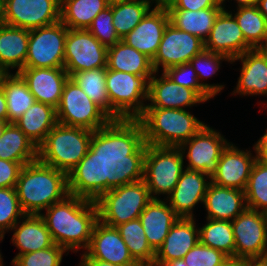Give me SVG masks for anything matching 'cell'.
Here are the masks:
<instances>
[{"instance_id":"obj_30","label":"cell","mask_w":267,"mask_h":266,"mask_svg":"<svg viewBox=\"0 0 267 266\" xmlns=\"http://www.w3.org/2000/svg\"><path fill=\"white\" fill-rule=\"evenodd\" d=\"M0 159L26 165L38 159V148L15 123H9L0 137Z\"/></svg>"},{"instance_id":"obj_55","label":"cell","mask_w":267,"mask_h":266,"mask_svg":"<svg viewBox=\"0 0 267 266\" xmlns=\"http://www.w3.org/2000/svg\"><path fill=\"white\" fill-rule=\"evenodd\" d=\"M5 0H0V25L4 24Z\"/></svg>"},{"instance_id":"obj_20","label":"cell","mask_w":267,"mask_h":266,"mask_svg":"<svg viewBox=\"0 0 267 266\" xmlns=\"http://www.w3.org/2000/svg\"><path fill=\"white\" fill-rule=\"evenodd\" d=\"M26 82L36 102L58 107L65 83L70 78L64 68H23L17 72Z\"/></svg>"},{"instance_id":"obj_6","label":"cell","mask_w":267,"mask_h":266,"mask_svg":"<svg viewBox=\"0 0 267 266\" xmlns=\"http://www.w3.org/2000/svg\"><path fill=\"white\" fill-rule=\"evenodd\" d=\"M78 186L67 173L37 159L21 169L16 191L24 213L40 215L41 211L65 199Z\"/></svg>"},{"instance_id":"obj_12","label":"cell","mask_w":267,"mask_h":266,"mask_svg":"<svg viewBox=\"0 0 267 266\" xmlns=\"http://www.w3.org/2000/svg\"><path fill=\"white\" fill-rule=\"evenodd\" d=\"M230 142L207 124L179 148L188 161L186 169L201 171L210 178L217 172L218 160ZM187 150V152H186Z\"/></svg>"},{"instance_id":"obj_28","label":"cell","mask_w":267,"mask_h":266,"mask_svg":"<svg viewBox=\"0 0 267 266\" xmlns=\"http://www.w3.org/2000/svg\"><path fill=\"white\" fill-rule=\"evenodd\" d=\"M107 69L142 76L147 82L155 73L152 60L122 40L108 47Z\"/></svg>"},{"instance_id":"obj_22","label":"cell","mask_w":267,"mask_h":266,"mask_svg":"<svg viewBox=\"0 0 267 266\" xmlns=\"http://www.w3.org/2000/svg\"><path fill=\"white\" fill-rule=\"evenodd\" d=\"M241 60L240 75L233 95H267V59L259 49L246 51L231 60V64Z\"/></svg>"},{"instance_id":"obj_60","label":"cell","mask_w":267,"mask_h":266,"mask_svg":"<svg viewBox=\"0 0 267 266\" xmlns=\"http://www.w3.org/2000/svg\"><path fill=\"white\" fill-rule=\"evenodd\" d=\"M259 50L266 56V59H267V43L263 47H261Z\"/></svg>"},{"instance_id":"obj_49","label":"cell","mask_w":267,"mask_h":266,"mask_svg":"<svg viewBox=\"0 0 267 266\" xmlns=\"http://www.w3.org/2000/svg\"><path fill=\"white\" fill-rule=\"evenodd\" d=\"M240 266H267V256L241 259Z\"/></svg>"},{"instance_id":"obj_52","label":"cell","mask_w":267,"mask_h":266,"mask_svg":"<svg viewBox=\"0 0 267 266\" xmlns=\"http://www.w3.org/2000/svg\"><path fill=\"white\" fill-rule=\"evenodd\" d=\"M237 3V8L238 7H245V6H254L257 3V0H235ZM226 0H221L222 5Z\"/></svg>"},{"instance_id":"obj_45","label":"cell","mask_w":267,"mask_h":266,"mask_svg":"<svg viewBox=\"0 0 267 266\" xmlns=\"http://www.w3.org/2000/svg\"><path fill=\"white\" fill-rule=\"evenodd\" d=\"M164 73L179 86L195 90L206 102L212 97L201 87L197 73L190 63L176 65L164 71Z\"/></svg>"},{"instance_id":"obj_23","label":"cell","mask_w":267,"mask_h":266,"mask_svg":"<svg viewBox=\"0 0 267 266\" xmlns=\"http://www.w3.org/2000/svg\"><path fill=\"white\" fill-rule=\"evenodd\" d=\"M199 242V229L194 218H179L170 228L163 244L155 252L153 266L182 259Z\"/></svg>"},{"instance_id":"obj_11","label":"cell","mask_w":267,"mask_h":266,"mask_svg":"<svg viewBox=\"0 0 267 266\" xmlns=\"http://www.w3.org/2000/svg\"><path fill=\"white\" fill-rule=\"evenodd\" d=\"M231 224L235 240V260L267 256L266 213L246 208Z\"/></svg>"},{"instance_id":"obj_34","label":"cell","mask_w":267,"mask_h":266,"mask_svg":"<svg viewBox=\"0 0 267 266\" xmlns=\"http://www.w3.org/2000/svg\"><path fill=\"white\" fill-rule=\"evenodd\" d=\"M2 88L7 101L8 123H15L36 102L35 97L18 73H9Z\"/></svg>"},{"instance_id":"obj_24","label":"cell","mask_w":267,"mask_h":266,"mask_svg":"<svg viewBox=\"0 0 267 266\" xmlns=\"http://www.w3.org/2000/svg\"><path fill=\"white\" fill-rule=\"evenodd\" d=\"M180 217L166 199H152L139 216L149 245L157 251Z\"/></svg>"},{"instance_id":"obj_35","label":"cell","mask_w":267,"mask_h":266,"mask_svg":"<svg viewBox=\"0 0 267 266\" xmlns=\"http://www.w3.org/2000/svg\"><path fill=\"white\" fill-rule=\"evenodd\" d=\"M151 0H124L112 2L113 25L122 39L130 33L151 9Z\"/></svg>"},{"instance_id":"obj_2","label":"cell","mask_w":267,"mask_h":266,"mask_svg":"<svg viewBox=\"0 0 267 266\" xmlns=\"http://www.w3.org/2000/svg\"><path fill=\"white\" fill-rule=\"evenodd\" d=\"M89 187L99 220L112 227L138 219L152 200L146 183L119 155Z\"/></svg>"},{"instance_id":"obj_48","label":"cell","mask_w":267,"mask_h":266,"mask_svg":"<svg viewBox=\"0 0 267 266\" xmlns=\"http://www.w3.org/2000/svg\"><path fill=\"white\" fill-rule=\"evenodd\" d=\"M256 160L267 164V129L257 143L253 145Z\"/></svg>"},{"instance_id":"obj_50","label":"cell","mask_w":267,"mask_h":266,"mask_svg":"<svg viewBox=\"0 0 267 266\" xmlns=\"http://www.w3.org/2000/svg\"><path fill=\"white\" fill-rule=\"evenodd\" d=\"M0 120L8 122L7 101L3 88L0 89Z\"/></svg>"},{"instance_id":"obj_51","label":"cell","mask_w":267,"mask_h":266,"mask_svg":"<svg viewBox=\"0 0 267 266\" xmlns=\"http://www.w3.org/2000/svg\"><path fill=\"white\" fill-rule=\"evenodd\" d=\"M79 266H118L98 259H81Z\"/></svg>"},{"instance_id":"obj_56","label":"cell","mask_w":267,"mask_h":266,"mask_svg":"<svg viewBox=\"0 0 267 266\" xmlns=\"http://www.w3.org/2000/svg\"><path fill=\"white\" fill-rule=\"evenodd\" d=\"M10 72H8L5 68L0 67V89L3 87L4 79L9 75Z\"/></svg>"},{"instance_id":"obj_43","label":"cell","mask_w":267,"mask_h":266,"mask_svg":"<svg viewBox=\"0 0 267 266\" xmlns=\"http://www.w3.org/2000/svg\"><path fill=\"white\" fill-rule=\"evenodd\" d=\"M105 47L114 46L121 39L116 34L113 25L112 2L110 6L101 11L87 29Z\"/></svg>"},{"instance_id":"obj_15","label":"cell","mask_w":267,"mask_h":266,"mask_svg":"<svg viewBox=\"0 0 267 266\" xmlns=\"http://www.w3.org/2000/svg\"><path fill=\"white\" fill-rule=\"evenodd\" d=\"M81 259H98L118 266H139L131 257L118 229L98 220Z\"/></svg>"},{"instance_id":"obj_61","label":"cell","mask_w":267,"mask_h":266,"mask_svg":"<svg viewBox=\"0 0 267 266\" xmlns=\"http://www.w3.org/2000/svg\"><path fill=\"white\" fill-rule=\"evenodd\" d=\"M3 239H4V235L2 233H0V242L3 241ZM2 262H3V258H2V255L0 253V263H2Z\"/></svg>"},{"instance_id":"obj_36","label":"cell","mask_w":267,"mask_h":266,"mask_svg":"<svg viewBox=\"0 0 267 266\" xmlns=\"http://www.w3.org/2000/svg\"><path fill=\"white\" fill-rule=\"evenodd\" d=\"M233 15L242 30L246 42L253 49H260L267 43V20L256 5L238 7Z\"/></svg>"},{"instance_id":"obj_25","label":"cell","mask_w":267,"mask_h":266,"mask_svg":"<svg viewBox=\"0 0 267 266\" xmlns=\"http://www.w3.org/2000/svg\"><path fill=\"white\" fill-rule=\"evenodd\" d=\"M207 217L213 220L232 221L246 208L243 190L209 184L203 202Z\"/></svg>"},{"instance_id":"obj_29","label":"cell","mask_w":267,"mask_h":266,"mask_svg":"<svg viewBox=\"0 0 267 266\" xmlns=\"http://www.w3.org/2000/svg\"><path fill=\"white\" fill-rule=\"evenodd\" d=\"M57 123L56 109L41 102H35L15 122L37 148Z\"/></svg>"},{"instance_id":"obj_59","label":"cell","mask_w":267,"mask_h":266,"mask_svg":"<svg viewBox=\"0 0 267 266\" xmlns=\"http://www.w3.org/2000/svg\"><path fill=\"white\" fill-rule=\"evenodd\" d=\"M8 124L9 123L7 121L0 120V137L2 136L4 129Z\"/></svg>"},{"instance_id":"obj_58","label":"cell","mask_w":267,"mask_h":266,"mask_svg":"<svg viewBox=\"0 0 267 266\" xmlns=\"http://www.w3.org/2000/svg\"><path fill=\"white\" fill-rule=\"evenodd\" d=\"M152 4L156 3L155 6H167L172 0H151Z\"/></svg>"},{"instance_id":"obj_4","label":"cell","mask_w":267,"mask_h":266,"mask_svg":"<svg viewBox=\"0 0 267 266\" xmlns=\"http://www.w3.org/2000/svg\"><path fill=\"white\" fill-rule=\"evenodd\" d=\"M118 155L146 183L152 199H160L159 194L168 197L185 170L179 147L122 143Z\"/></svg>"},{"instance_id":"obj_57","label":"cell","mask_w":267,"mask_h":266,"mask_svg":"<svg viewBox=\"0 0 267 266\" xmlns=\"http://www.w3.org/2000/svg\"><path fill=\"white\" fill-rule=\"evenodd\" d=\"M220 266H240V260L229 258L224 264Z\"/></svg>"},{"instance_id":"obj_19","label":"cell","mask_w":267,"mask_h":266,"mask_svg":"<svg viewBox=\"0 0 267 266\" xmlns=\"http://www.w3.org/2000/svg\"><path fill=\"white\" fill-rule=\"evenodd\" d=\"M210 183L211 178L203 172L185 168L166 200L180 218H195L194 207L199 202L203 204Z\"/></svg>"},{"instance_id":"obj_1","label":"cell","mask_w":267,"mask_h":266,"mask_svg":"<svg viewBox=\"0 0 267 266\" xmlns=\"http://www.w3.org/2000/svg\"><path fill=\"white\" fill-rule=\"evenodd\" d=\"M118 153L96 132L57 123L38 146V160L90 185Z\"/></svg>"},{"instance_id":"obj_47","label":"cell","mask_w":267,"mask_h":266,"mask_svg":"<svg viewBox=\"0 0 267 266\" xmlns=\"http://www.w3.org/2000/svg\"><path fill=\"white\" fill-rule=\"evenodd\" d=\"M221 0H172L167 10L198 11L206 8L223 7Z\"/></svg>"},{"instance_id":"obj_21","label":"cell","mask_w":267,"mask_h":266,"mask_svg":"<svg viewBox=\"0 0 267 266\" xmlns=\"http://www.w3.org/2000/svg\"><path fill=\"white\" fill-rule=\"evenodd\" d=\"M156 72L148 81V103L146 107L186 109L206 102L195 90L179 86L164 72L157 78Z\"/></svg>"},{"instance_id":"obj_32","label":"cell","mask_w":267,"mask_h":266,"mask_svg":"<svg viewBox=\"0 0 267 266\" xmlns=\"http://www.w3.org/2000/svg\"><path fill=\"white\" fill-rule=\"evenodd\" d=\"M110 3L108 0H61L60 21L68 29H88Z\"/></svg>"},{"instance_id":"obj_9","label":"cell","mask_w":267,"mask_h":266,"mask_svg":"<svg viewBox=\"0 0 267 266\" xmlns=\"http://www.w3.org/2000/svg\"><path fill=\"white\" fill-rule=\"evenodd\" d=\"M67 31L61 21L29 30L24 68H64Z\"/></svg>"},{"instance_id":"obj_33","label":"cell","mask_w":267,"mask_h":266,"mask_svg":"<svg viewBox=\"0 0 267 266\" xmlns=\"http://www.w3.org/2000/svg\"><path fill=\"white\" fill-rule=\"evenodd\" d=\"M133 260L139 266H153L155 250L149 245L141 221H128L116 227Z\"/></svg>"},{"instance_id":"obj_44","label":"cell","mask_w":267,"mask_h":266,"mask_svg":"<svg viewBox=\"0 0 267 266\" xmlns=\"http://www.w3.org/2000/svg\"><path fill=\"white\" fill-rule=\"evenodd\" d=\"M228 259L229 257L222 251L203 245L200 242L183 257L188 266H220Z\"/></svg>"},{"instance_id":"obj_14","label":"cell","mask_w":267,"mask_h":266,"mask_svg":"<svg viewBox=\"0 0 267 266\" xmlns=\"http://www.w3.org/2000/svg\"><path fill=\"white\" fill-rule=\"evenodd\" d=\"M61 0H5L4 24L35 29L60 21Z\"/></svg>"},{"instance_id":"obj_8","label":"cell","mask_w":267,"mask_h":266,"mask_svg":"<svg viewBox=\"0 0 267 266\" xmlns=\"http://www.w3.org/2000/svg\"><path fill=\"white\" fill-rule=\"evenodd\" d=\"M105 84L110 101V118L127 132L145 111L148 82L142 76L106 67Z\"/></svg>"},{"instance_id":"obj_5","label":"cell","mask_w":267,"mask_h":266,"mask_svg":"<svg viewBox=\"0 0 267 266\" xmlns=\"http://www.w3.org/2000/svg\"><path fill=\"white\" fill-rule=\"evenodd\" d=\"M204 124L187 109L146 107L144 113L124 132L122 143L180 147Z\"/></svg>"},{"instance_id":"obj_46","label":"cell","mask_w":267,"mask_h":266,"mask_svg":"<svg viewBox=\"0 0 267 266\" xmlns=\"http://www.w3.org/2000/svg\"><path fill=\"white\" fill-rule=\"evenodd\" d=\"M23 164L0 159V188H16Z\"/></svg>"},{"instance_id":"obj_13","label":"cell","mask_w":267,"mask_h":266,"mask_svg":"<svg viewBox=\"0 0 267 266\" xmlns=\"http://www.w3.org/2000/svg\"><path fill=\"white\" fill-rule=\"evenodd\" d=\"M204 49V41L199 37L179 30L168 23L158 51L152 60L153 69L158 73L160 66L164 72L170 67L189 63Z\"/></svg>"},{"instance_id":"obj_38","label":"cell","mask_w":267,"mask_h":266,"mask_svg":"<svg viewBox=\"0 0 267 266\" xmlns=\"http://www.w3.org/2000/svg\"><path fill=\"white\" fill-rule=\"evenodd\" d=\"M70 78L110 117V101L105 84L106 67L80 71L72 74Z\"/></svg>"},{"instance_id":"obj_26","label":"cell","mask_w":267,"mask_h":266,"mask_svg":"<svg viewBox=\"0 0 267 266\" xmlns=\"http://www.w3.org/2000/svg\"><path fill=\"white\" fill-rule=\"evenodd\" d=\"M11 230L15 231L11 241L19 249L13 260L18 255L49 248L55 244L40 215L26 214Z\"/></svg>"},{"instance_id":"obj_40","label":"cell","mask_w":267,"mask_h":266,"mask_svg":"<svg viewBox=\"0 0 267 266\" xmlns=\"http://www.w3.org/2000/svg\"><path fill=\"white\" fill-rule=\"evenodd\" d=\"M247 208L267 214V164L255 161L244 190Z\"/></svg>"},{"instance_id":"obj_7","label":"cell","mask_w":267,"mask_h":266,"mask_svg":"<svg viewBox=\"0 0 267 266\" xmlns=\"http://www.w3.org/2000/svg\"><path fill=\"white\" fill-rule=\"evenodd\" d=\"M56 115L61 125L98 133L119 153L124 131L71 78L65 83Z\"/></svg>"},{"instance_id":"obj_37","label":"cell","mask_w":267,"mask_h":266,"mask_svg":"<svg viewBox=\"0 0 267 266\" xmlns=\"http://www.w3.org/2000/svg\"><path fill=\"white\" fill-rule=\"evenodd\" d=\"M208 222L198 228L199 242L203 245L222 251L234 259L235 240L231 221L206 219Z\"/></svg>"},{"instance_id":"obj_16","label":"cell","mask_w":267,"mask_h":266,"mask_svg":"<svg viewBox=\"0 0 267 266\" xmlns=\"http://www.w3.org/2000/svg\"><path fill=\"white\" fill-rule=\"evenodd\" d=\"M207 51L220 53L230 60L253 48L246 42L242 30L232 12L225 9L218 14L208 38L204 42Z\"/></svg>"},{"instance_id":"obj_54","label":"cell","mask_w":267,"mask_h":266,"mask_svg":"<svg viewBox=\"0 0 267 266\" xmlns=\"http://www.w3.org/2000/svg\"><path fill=\"white\" fill-rule=\"evenodd\" d=\"M162 266H188L182 259H174L171 261H166Z\"/></svg>"},{"instance_id":"obj_41","label":"cell","mask_w":267,"mask_h":266,"mask_svg":"<svg viewBox=\"0 0 267 266\" xmlns=\"http://www.w3.org/2000/svg\"><path fill=\"white\" fill-rule=\"evenodd\" d=\"M25 215L16 188H0V233L5 236Z\"/></svg>"},{"instance_id":"obj_10","label":"cell","mask_w":267,"mask_h":266,"mask_svg":"<svg viewBox=\"0 0 267 266\" xmlns=\"http://www.w3.org/2000/svg\"><path fill=\"white\" fill-rule=\"evenodd\" d=\"M107 50L87 29H68L64 69L68 75L107 67Z\"/></svg>"},{"instance_id":"obj_31","label":"cell","mask_w":267,"mask_h":266,"mask_svg":"<svg viewBox=\"0 0 267 266\" xmlns=\"http://www.w3.org/2000/svg\"><path fill=\"white\" fill-rule=\"evenodd\" d=\"M223 7L206 8L198 11L167 10L169 23L175 28L199 37L202 41L208 38L218 14Z\"/></svg>"},{"instance_id":"obj_39","label":"cell","mask_w":267,"mask_h":266,"mask_svg":"<svg viewBox=\"0 0 267 266\" xmlns=\"http://www.w3.org/2000/svg\"><path fill=\"white\" fill-rule=\"evenodd\" d=\"M227 61L228 63L231 60L220 53H214L207 50H203L198 55H195L189 63L194 68L197 73L198 82L201 87L213 98L218 95L219 92L224 88V85L220 84H208L203 82L202 79L212 77L221 67V61ZM201 81V82H200Z\"/></svg>"},{"instance_id":"obj_17","label":"cell","mask_w":267,"mask_h":266,"mask_svg":"<svg viewBox=\"0 0 267 266\" xmlns=\"http://www.w3.org/2000/svg\"><path fill=\"white\" fill-rule=\"evenodd\" d=\"M256 161L250 150L238 149L229 143L218 160L217 172L211 182L220 187L245 190L252 167Z\"/></svg>"},{"instance_id":"obj_42","label":"cell","mask_w":267,"mask_h":266,"mask_svg":"<svg viewBox=\"0 0 267 266\" xmlns=\"http://www.w3.org/2000/svg\"><path fill=\"white\" fill-rule=\"evenodd\" d=\"M65 252L69 253L65 248L54 244L49 248L18 255L11 263L12 266H60Z\"/></svg>"},{"instance_id":"obj_53","label":"cell","mask_w":267,"mask_h":266,"mask_svg":"<svg viewBox=\"0 0 267 266\" xmlns=\"http://www.w3.org/2000/svg\"><path fill=\"white\" fill-rule=\"evenodd\" d=\"M256 6L267 20V0H257Z\"/></svg>"},{"instance_id":"obj_3","label":"cell","mask_w":267,"mask_h":266,"mask_svg":"<svg viewBox=\"0 0 267 266\" xmlns=\"http://www.w3.org/2000/svg\"><path fill=\"white\" fill-rule=\"evenodd\" d=\"M40 216L55 244L74 253L87 249L98 218V208L89 185H79L62 201Z\"/></svg>"},{"instance_id":"obj_27","label":"cell","mask_w":267,"mask_h":266,"mask_svg":"<svg viewBox=\"0 0 267 266\" xmlns=\"http://www.w3.org/2000/svg\"><path fill=\"white\" fill-rule=\"evenodd\" d=\"M29 42V30L13 27L6 24L0 25V67L8 72L10 69L24 68Z\"/></svg>"},{"instance_id":"obj_18","label":"cell","mask_w":267,"mask_h":266,"mask_svg":"<svg viewBox=\"0 0 267 266\" xmlns=\"http://www.w3.org/2000/svg\"><path fill=\"white\" fill-rule=\"evenodd\" d=\"M169 15L165 6H154L141 22L121 40L153 60L162 40Z\"/></svg>"}]
</instances>
